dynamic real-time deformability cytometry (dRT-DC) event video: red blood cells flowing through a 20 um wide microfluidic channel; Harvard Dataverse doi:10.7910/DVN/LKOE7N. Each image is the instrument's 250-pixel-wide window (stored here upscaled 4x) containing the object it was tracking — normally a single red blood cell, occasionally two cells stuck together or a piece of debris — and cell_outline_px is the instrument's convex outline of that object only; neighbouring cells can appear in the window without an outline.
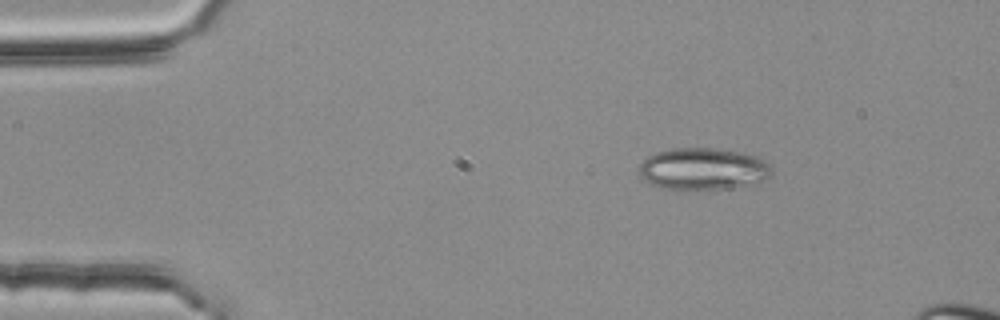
{"species": "common noctule bat (a hibernating species)", "species_latin": "Nyctalus noctula", "temperature_condition": "room temperature", "stored_images_in_passage": 5, "camera_frame_rate_fps": 3000, "um_per_image_px": 0.085, "animal": {"sex": "female", "body_mass_g": 25.1}, "frame": {"image": 1, "passage_image": 2, "time_ms": 0.333, "image_size_px": [1000, 320], "cell_outline_px": [[772, 176], [760, 184], [728, 188], [676, 192], [652, 184], [644, 180], [640, 176], [640, 164], [648, 156], [656, 152], [672, 148], [716, 148], [744, 152], [760, 156], [772, 168]], "centroid_in_image_um": [59.82, 14.38], "position_along_channel_um": 25.2, "area_um2": 33.52}}